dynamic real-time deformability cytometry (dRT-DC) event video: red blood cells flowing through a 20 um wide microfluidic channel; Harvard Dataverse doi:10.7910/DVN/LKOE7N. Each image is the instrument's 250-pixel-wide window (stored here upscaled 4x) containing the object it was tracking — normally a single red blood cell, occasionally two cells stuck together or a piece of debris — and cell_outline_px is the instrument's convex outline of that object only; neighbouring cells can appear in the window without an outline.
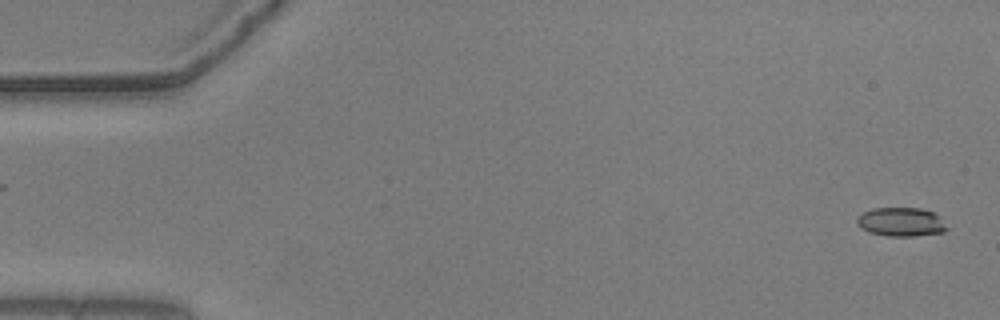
{"species": "common noctule bat (a hibernating species)", "species_latin": "Nyctalus noctula", "temperature_condition": "warm", "stored_images_in_passage": 57, "camera_frame_rate_fps": 3000, "um_per_image_px": 0.085, "animal": {"sex": "male", "body_mass_g": 20.5, "forearm_length_mm": 52.5}, "frame": {"image": 1, "passage_image": 2, "time_ms": 0.333, "image_size_px": [1000, 320], "cell_outline_px": [[948, 228], [944, 232], [916, 236], [888, 236], [868, 232], [860, 228], [856, 224], [856, 220], [864, 212], [872, 208], [920, 208], [932, 212], [940, 216]], "centroid_in_image_um": [76.59, 18.87], "position_along_channel_um": 8.4, "area_um2": 15.2}}
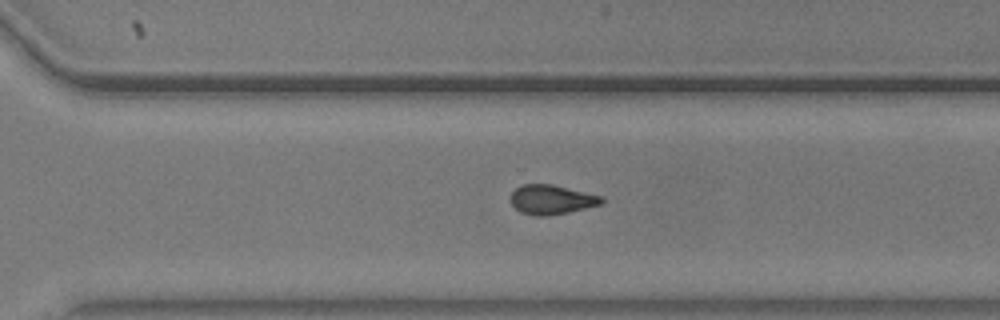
{"frame": {"image": 2, "passage_image": 39, "time_ms": 12.667, "image_size_px": [1000, 320], "cell_outline_px": [[604, 200], [600, 204], [568, 212], [548, 216], [536, 216], [520, 212], [512, 204], [512, 192], [516, 188], [524, 184], [552, 184], [600, 196]], "centroid_in_image_um": [46.85, 16.97], "position_along_channel_um": 323.8, "area_um2": 15.26}}
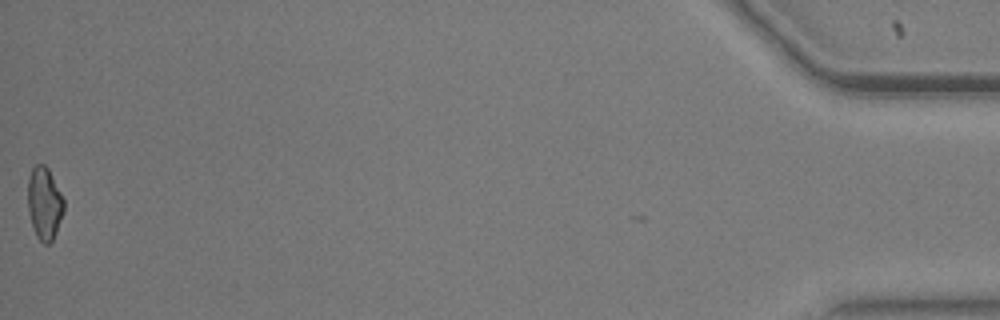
{"frame": {"image": 3, "passage_image": 56, "time_ms": 18.333, "image_size_px": [1000, 320], "cell_outline_px": [[64, 212], [56, 232], [52, 240], [48, 244], [44, 244], [36, 236], [28, 212], [28, 176], [32, 168], [36, 164], [44, 164], [48, 168], [64, 200]], "centroid_in_image_um": [3.77, 17.28], "position_along_channel_um": 431.4, "area_um2": 15.2}, "authors_computed_cell_mechanics": {"area_um2": 15.606, "velocity_mm_per_s": 3.6704, "shape_relaxation_time_tau1_ms": 6.0447, "shape_relaxation_time_tau2_ms": 3.2743, "deformation_change_tau1": 0.1557, "deformation_change_tau2": 0.0974}}